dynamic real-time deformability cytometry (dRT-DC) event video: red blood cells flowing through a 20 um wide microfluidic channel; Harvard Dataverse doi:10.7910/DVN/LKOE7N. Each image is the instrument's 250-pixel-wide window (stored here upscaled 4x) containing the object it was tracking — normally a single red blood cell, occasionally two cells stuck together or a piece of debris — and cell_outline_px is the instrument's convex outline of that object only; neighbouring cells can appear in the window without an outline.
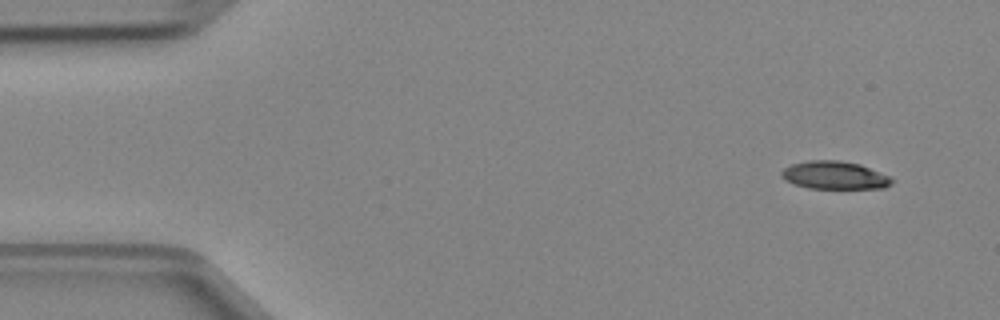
{"species": "Egyptian fruit bat (a non-hibernating species)", "species_latin": "Rousettus aegyptiacus", "temperature_condition": "cold", "stored_images_in_passage": 3, "camera_frame_rate_fps": 3000, "um_per_image_px": 0.085, "animal": {"sex": "female"}, "frame": {"image": 1, "passage_image": 1, "time_ms": 0.0, "image_size_px": [1000, 320], "cell_outline_px": [[892, 184], [884, 188], [808, 188], [792, 184], [784, 180], [780, 176], [780, 172], [784, 168], [792, 164], [808, 160], [840, 160], [860, 164], [888, 176], [892, 180]], "centroid_in_image_um": [70.88, 14.89], "position_along_channel_um": 14.1, "area_um2": 17.98}}
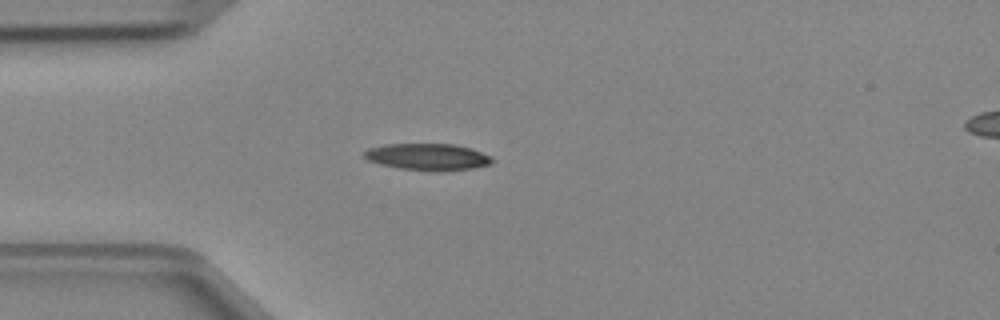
{"frame": {"image": 2, "passage_image": 3, "time_ms": 0.667, "image_size_px": [1000, 320], "cell_outline_px": [[492, 164], [472, 168], [440, 172], [400, 168], [380, 164], [368, 160], [360, 156], [368, 148], [384, 144], [456, 144], [472, 148], [492, 156]], "centroid_in_image_um": [36.36, 13.33], "position_along_channel_um": 48.6, "area_um2": 20.17}}